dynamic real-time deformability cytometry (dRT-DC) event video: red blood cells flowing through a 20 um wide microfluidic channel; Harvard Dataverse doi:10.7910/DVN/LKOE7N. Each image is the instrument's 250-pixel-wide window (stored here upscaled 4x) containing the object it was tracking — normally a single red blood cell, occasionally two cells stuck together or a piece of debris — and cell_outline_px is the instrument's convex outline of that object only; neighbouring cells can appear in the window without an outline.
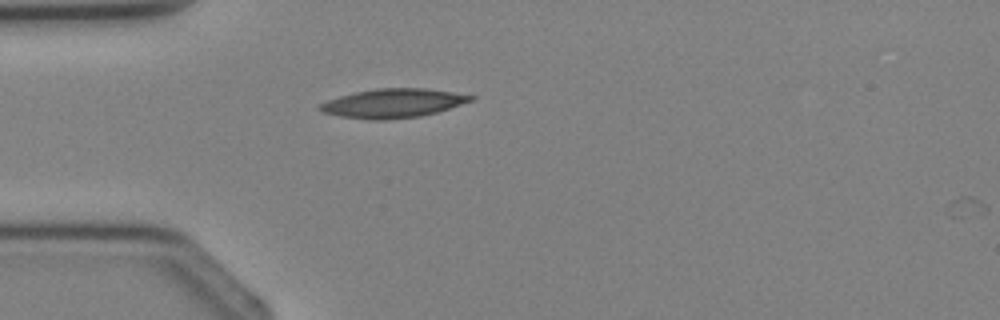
{"species": "Egyptian fruit bat (a non-hibernating species)", "species_latin": "Rousettus aegyptiacus", "temperature_condition": "cold", "stored_images_in_passage": 3, "camera_frame_rate_fps": 3000, "um_per_image_px": 0.085, "animal": {"sex": "female"}, "frame": {"image": 1, "passage_image": 3, "time_ms": 2.333, "image_size_px": [1000, 320], "cell_outline_px": [[476, 96], [472, 100], [436, 112], [420, 116], [384, 120], [372, 120], [340, 116], [320, 112], [316, 108], [320, 104], [328, 100], [340, 96], [356, 92], [376, 88], [424, 88], [452, 92]], "centroid_in_image_um": [33.35, 8.78], "position_along_channel_um": 51.6, "area_um2": 25.26}}